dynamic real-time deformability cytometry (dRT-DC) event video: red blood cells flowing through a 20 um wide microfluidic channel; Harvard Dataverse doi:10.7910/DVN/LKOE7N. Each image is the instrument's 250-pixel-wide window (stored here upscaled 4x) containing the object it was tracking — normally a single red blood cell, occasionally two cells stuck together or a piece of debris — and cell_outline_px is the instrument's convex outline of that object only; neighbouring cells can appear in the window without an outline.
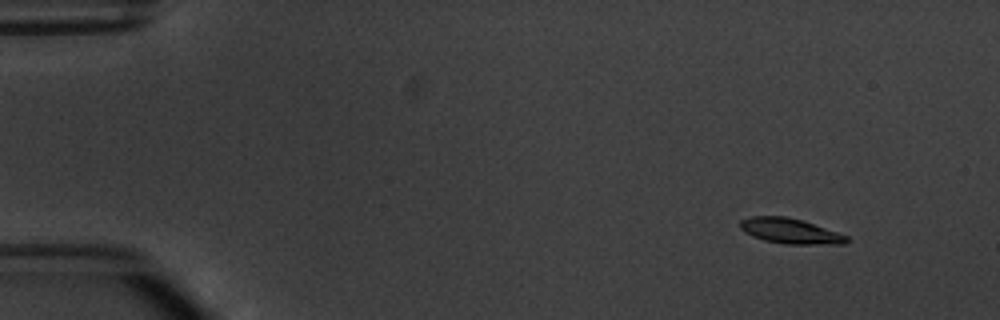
{"species": "common noctule bat (a hibernating species)", "species_latin": "Nyctalus noctula", "temperature_condition": "warm", "stored_images_in_passage": 6, "segment_of_instrument_passage": [1, 2], "camera_frame_rate_fps": 3000, "um_per_image_px": 0.085, "animal": {"sex": "male", "body_mass_g": 20.1, "forearm_length_mm": 53.5}, "frame": {"image": 1, "passage_image": 2, "time_ms": 1.333, "image_size_px": [1000, 320], "cell_outline_px": [[852, 240], [844, 244], [784, 244], [764, 240], [752, 236], [744, 232], [740, 228], [740, 220], [752, 216], [784, 216], [804, 220], [848, 236]], "centroid_in_image_um": [67.19, 19.64], "position_along_channel_um": 17.8, "area_um2": 15.84}}